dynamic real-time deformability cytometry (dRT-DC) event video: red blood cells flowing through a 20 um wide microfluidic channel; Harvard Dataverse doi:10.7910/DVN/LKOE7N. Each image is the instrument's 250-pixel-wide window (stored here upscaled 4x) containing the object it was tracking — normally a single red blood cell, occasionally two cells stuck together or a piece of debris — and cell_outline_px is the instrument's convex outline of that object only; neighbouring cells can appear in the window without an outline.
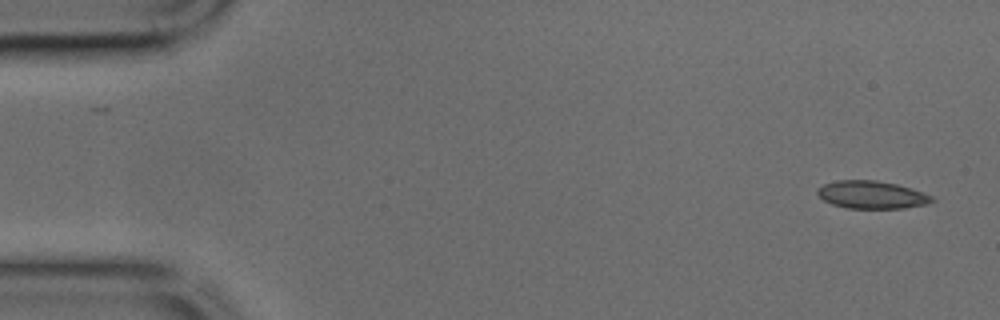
{"species": "common noctule bat (a hibernating species)", "species_latin": "Nyctalus noctula", "temperature_condition": "cold", "stored_images_in_passage": 44, "camera_frame_rate_fps": 3000, "um_per_image_px": 0.085, "animal": {"sex": "male", "body_mass_g": 17.9, "forearm_length_mm": 54.2}, "frame": {"image": 1, "passage_image": 1, "time_ms": 0.0, "image_size_px": [1000, 320], "cell_outline_px": [[936, 200], [928, 204], [904, 208], [848, 208], [832, 204], [824, 200], [816, 192], [824, 184], [836, 180], [876, 180], [896, 184], [912, 188], [924, 192], [932, 196]], "centroid_in_image_um": [74.15, 16.55], "position_along_channel_um": 10.9, "area_um2": 18.5}}
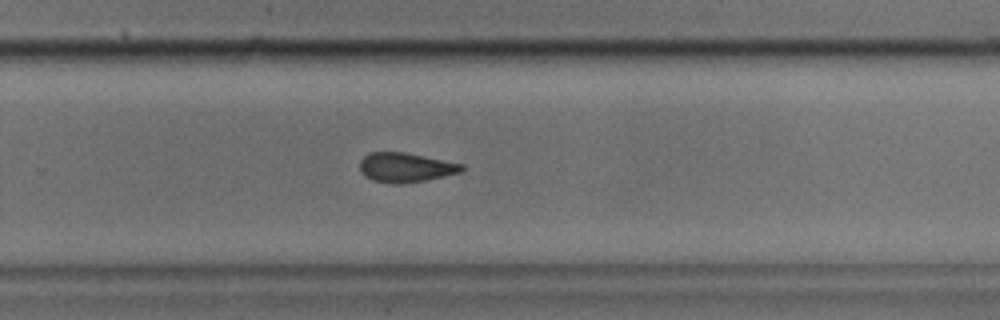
{"frame": {"image": 2, "passage_image": 28, "time_ms": 9.0, "image_size_px": [1000, 320], "cell_outline_px": [[464, 168], [460, 172], [424, 180], [396, 184], [392, 184], [372, 180], [364, 176], [360, 172], [360, 160], [368, 152], [404, 152], [464, 164]], "centroid_in_image_um": [34.42, 14.22], "position_along_channel_um": 295.4, "area_um2": 17.4}}
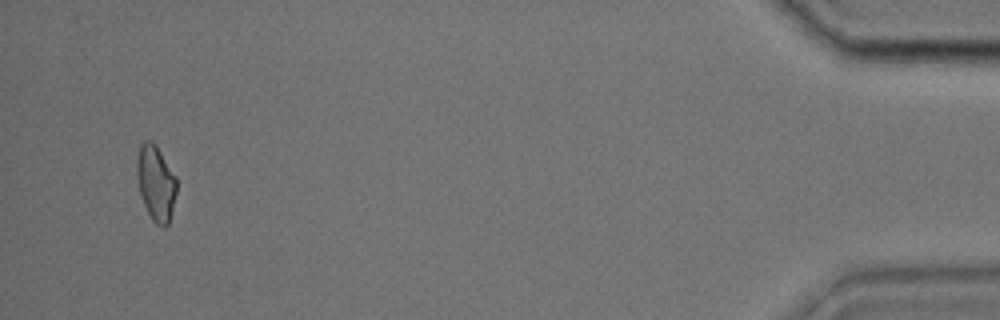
{"frame": {"image": 3, "passage_image": 42, "time_ms": 13.667, "image_size_px": [1000, 320], "cell_outline_px": [[176, 192], [168, 224], [164, 228], [156, 224], [152, 220], [144, 204], [140, 192], [136, 176], [136, 164], [140, 144], [144, 140], [152, 140], [156, 144], [176, 176]], "centroid_in_image_um": [13.23, 15.52], "position_along_channel_um": 422.0, "area_um2": 17.46}}